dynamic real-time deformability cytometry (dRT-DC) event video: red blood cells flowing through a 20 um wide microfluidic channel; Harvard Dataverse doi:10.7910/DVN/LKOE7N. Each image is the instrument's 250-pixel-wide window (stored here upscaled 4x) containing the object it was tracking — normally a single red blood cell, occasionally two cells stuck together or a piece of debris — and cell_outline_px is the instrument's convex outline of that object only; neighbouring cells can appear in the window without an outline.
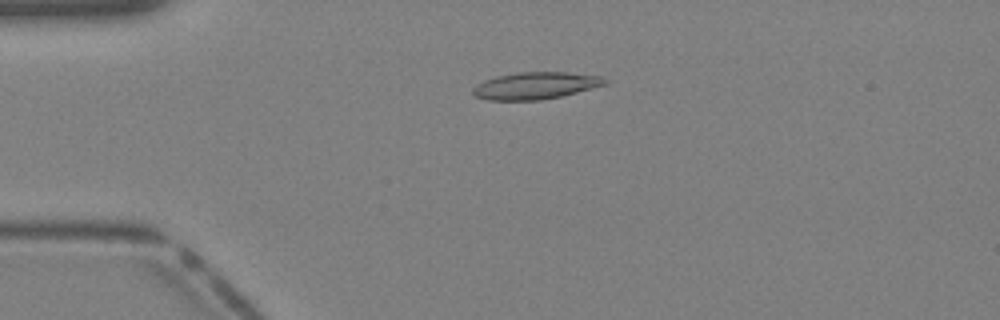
{"species": "Egyptian fruit bat (a non-hibernating species)", "species_latin": "Rousettus aegyptiacus", "temperature_condition": "warm", "stored_images_in_passage": 40, "camera_frame_rate_fps": 3000, "um_per_image_px": 0.085, "animal": {"sex": "female"}, "frame": {"image": 1, "passage_image": 10, "time_ms": 3.0, "image_size_px": [1000, 320], "cell_outline_px": [[608, 84], [560, 96], [540, 100], [488, 100], [476, 96], [472, 92], [472, 88], [476, 84], [484, 80], [496, 76], [516, 72], [568, 72], [604, 76], [608, 80]], "centroid_in_image_um": [45.53, 7.26], "position_along_channel_um": 39.5, "area_um2": 20.92}}
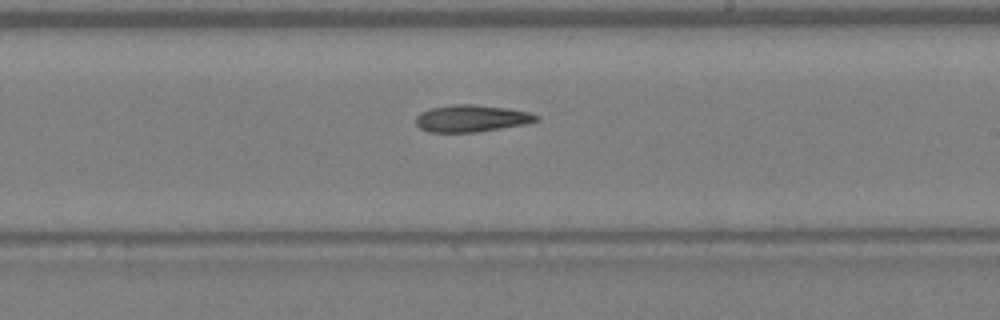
{"frame": {"image": 2, "passage_image": 24, "time_ms": 7.667, "image_size_px": [1000, 320], "cell_outline_px": [[536, 120], [524, 124], [476, 132], [428, 132], [420, 128], [416, 124], [416, 116], [420, 112], [428, 108], [456, 104], [476, 104], [508, 108], [528, 112], [536, 116]], "centroid_in_image_um": [39.99, 10.05], "position_along_channel_um": 249.0, "area_um2": 18.79}}
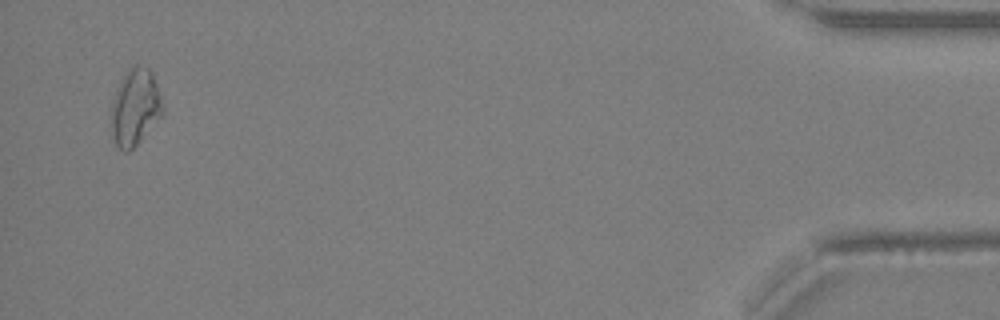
{"frame": {"image": 3, "passage_image": 39, "time_ms": 12.667, "image_size_px": [1000, 320], "cell_outline_px": [[164, 112], [136, 144], [128, 152], [124, 152], [116, 148], [108, 124], [112, 100], [128, 68], [132, 64], [136, 64], [148, 68], [152, 72], [164, 108]], "centroid_in_image_um": [11.43, 9.14], "position_along_channel_um": 423.8, "area_um2": 23.12}}